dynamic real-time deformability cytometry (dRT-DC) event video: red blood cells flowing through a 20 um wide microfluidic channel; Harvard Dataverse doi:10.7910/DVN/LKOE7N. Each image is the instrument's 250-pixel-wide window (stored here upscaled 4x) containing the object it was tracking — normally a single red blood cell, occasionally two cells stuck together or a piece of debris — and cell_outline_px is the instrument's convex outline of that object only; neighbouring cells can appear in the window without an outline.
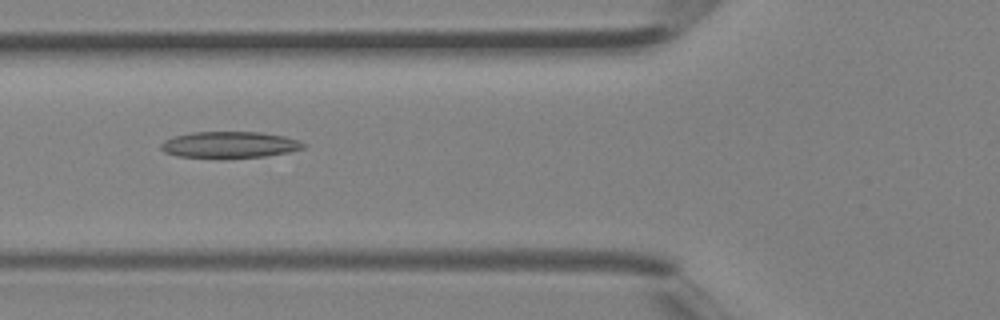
{"species": "Egyptian fruit bat (a non-hibernating species)", "species_latin": "Rousettus aegyptiacus", "temperature_condition": "room temperature", "stored_images_in_passage": 6, "camera_frame_rate_fps": 3000, "um_per_image_px": 0.085, "animal": {"sex": "female"}, "frame": {"image": 1, "passage_image": 6, "time_ms": 1.667, "image_size_px": [1000, 320], "cell_outline_px": [[304, 148], [288, 152], [264, 156], [176, 156], [164, 152], [160, 148], [160, 144], [164, 140], [176, 136], [192, 132], [260, 132], [284, 136], [300, 140], [304, 144]], "centroid_in_image_um": [19.51, 12.27], "position_along_channel_um": 106.3, "area_um2": 21.21}}